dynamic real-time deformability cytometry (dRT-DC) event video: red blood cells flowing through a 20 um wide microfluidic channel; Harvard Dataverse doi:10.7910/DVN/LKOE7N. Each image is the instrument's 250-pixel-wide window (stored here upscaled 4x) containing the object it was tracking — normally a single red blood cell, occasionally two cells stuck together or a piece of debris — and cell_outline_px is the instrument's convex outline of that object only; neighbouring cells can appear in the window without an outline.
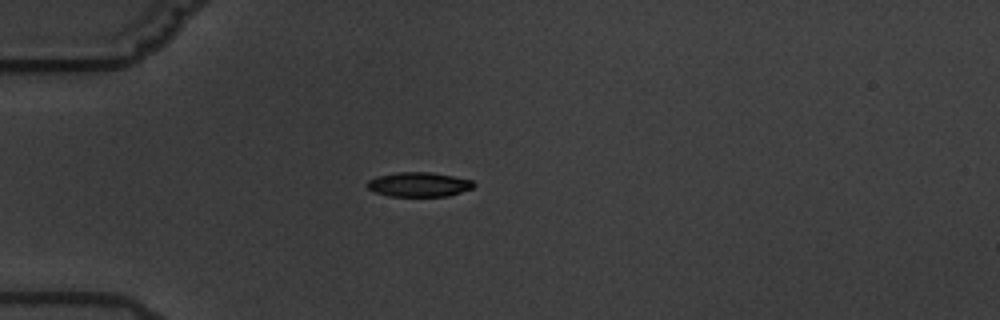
{"species": "common noctule bat (a hibernating species)", "species_latin": "Nyctalus noctula", "temperature_condition": "warm", "stored_images_in_passage": 12, "camera_frame_rate_fps": 3000, "um_per_image_px": 0.085, "animal": {"sex": "male", "body_mass_g": 19.5, "forearm_length_mm": 54.6}, "frame": {"image": 1, "passage_image": 1, "time_ms": 0.0, "image_size_px": [1000, 320], "cell_outline_px": [[476, 184], [472, 188], [448, 196], [388, 196], [376, 192], [368, 188], [364, 184], [368, 180], [376, 176], [396, 172], [432, 172], [472, 180]], "centroid_in_image_um": [35.57, 15.67], "position_along_channel_um": 49.4, "area_um2": 15.26}}
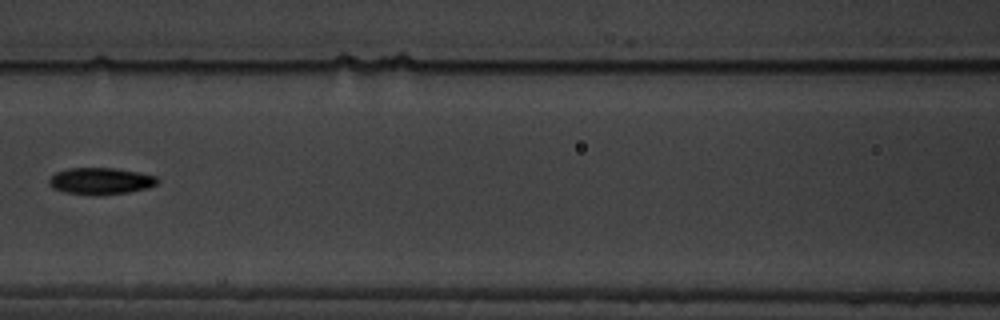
{"frame": {"image": 2, "passage_image": 4, "time_ms": 3.667, "image_size_px": [1000, 320], "cell_outline_px": [[160, 180], [156, 184], [148, 188], [128, 192], [96, 196], [92, 196], [64, 192], [52, 188], [48, 184], [48, 180], [56, 172], [68, 168], [112, 168], [140, 172], [156, 176]], "centroid_in_image_um": [8.54, 15.4], "position_along_channel_um": 158.1, "area_um2": 17.11}}
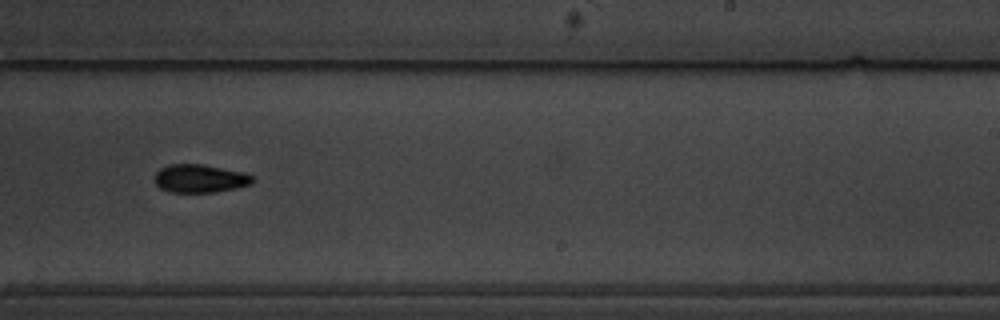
{"frame": {"image": 3, "passage_image": 7, "time_ms": 7.0, "image_size_px": [1000, 320], "cell_outline_px": [[256, 180], [252, 184], [236, 188], [212, 192], [168, 192], [160, 188], [156, 184], [156, 172], [160, 168], [168, 164], [204, 164], [244, 172], [252, 176]], "centroid_in_image_um": [17.02, 15.16], "position_along_channel_um": 272.0, "area_um2": 16.18}, "authors_computed_cell_mechanics": {"area_um2": 15.9239, "velocity_mm_per_s": 3.4355, "shape_relaxation_time_tau1_ms": 3.5069, "shape_relaxation_time_tau2_ms": null, "deformation_change_tau1": 0.0814, "deformation_change_tau2": null}}